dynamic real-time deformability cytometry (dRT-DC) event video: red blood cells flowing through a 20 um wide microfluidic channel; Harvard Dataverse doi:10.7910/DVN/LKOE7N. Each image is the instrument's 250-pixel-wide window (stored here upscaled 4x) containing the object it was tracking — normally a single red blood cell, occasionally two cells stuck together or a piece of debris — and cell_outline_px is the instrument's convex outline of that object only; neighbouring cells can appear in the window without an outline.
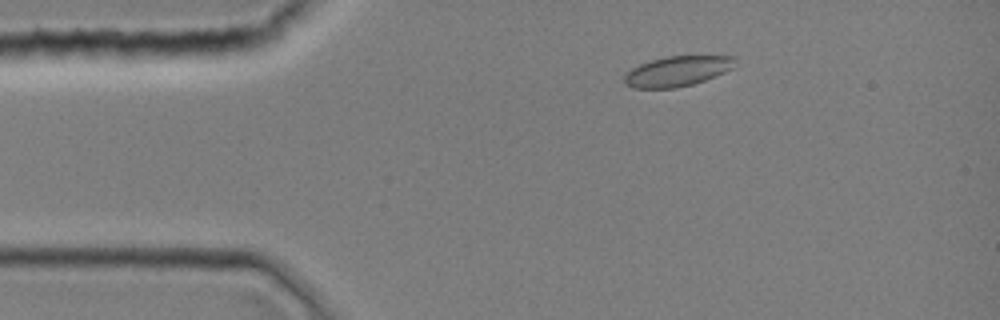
{"species": "common noctule bat (a hibernating species)", "species_latin": "Nyctalus noctula", "temperature_condition": "room temperature", "stored_images_in_passage": 43, "camera_frame_rate_fps": 3000, "um_per_image_px": 0.085, "animal": {"sex": "female", "body_mass_g": 19.0, "forearm_length_mm": 51.5}, "frame": {"image": 1, "passage_image": 7, "time_ms": 2.0, "image_size_px": [1000, 320], "cell_outline_px": [[736, 56], [732, 68], [724, 72], [704, 80], [692, 84], [676, 88], [632, 88], [624, 84], [624, 76], [632, 68], [640, 64], [652, 60], [668, 56]], "centroid_in_image_um": [57.54, 6.06], "position_along_channel_um": 27.5, "area_um2": 19.25}}
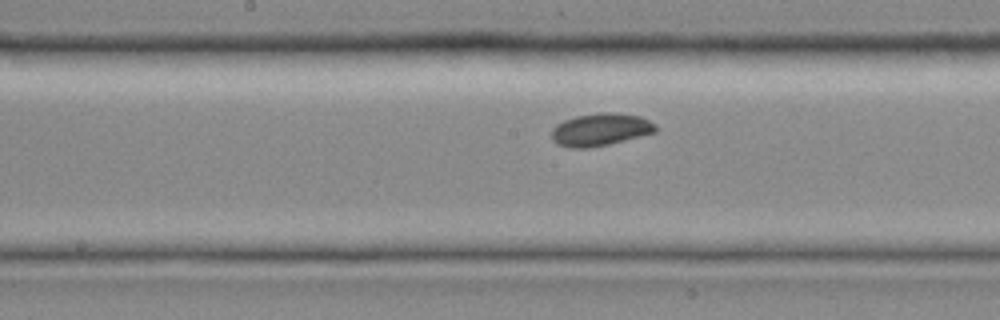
{"frame": {"image": 2, "passage_image": 22, "time_ms": 7.0, "image_size_px": [1000, 320], "cell_outline_px": [[656, 132], [608, 144], [588, 148], [568, 148], [556, 144], [552, 140], [552, 128], [556, 124], [564, 120], [576, 116], [600, 112], [616, 112], [640, 116], [656, 124]], "centroid_in_image_um": [51.01, 11.01], "position_along_channel_um": 197.2, "area_um2": 19.83}}
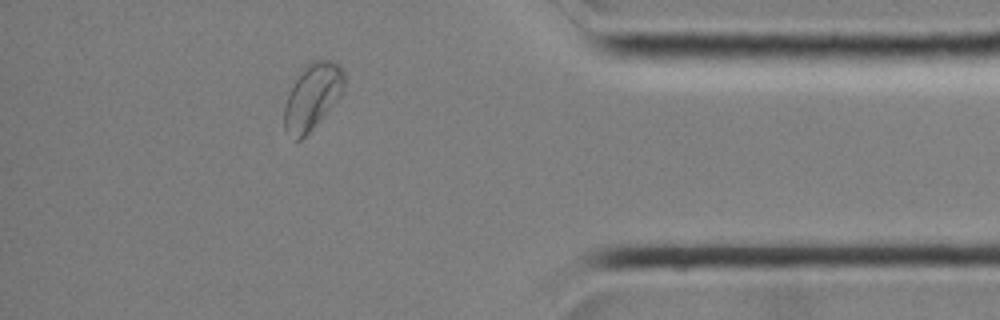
{"frame": {"image": 3, "passage_image": 38, "time_ms": 12.333, "image_size_px": [1000, 320], "cell_outline_px": [[344, 88], [340, 96], [312, 128], [300, 140], [296, 140], [284, 132], [284, 108], [288, 96], [304, 64], [312, 60], [332, 60], [340, 64], [344, 68]], "centroid_in_image_um": [26.56, 8.17], "position_along_channel_um": 408.6, "area_um2": 22.83}}